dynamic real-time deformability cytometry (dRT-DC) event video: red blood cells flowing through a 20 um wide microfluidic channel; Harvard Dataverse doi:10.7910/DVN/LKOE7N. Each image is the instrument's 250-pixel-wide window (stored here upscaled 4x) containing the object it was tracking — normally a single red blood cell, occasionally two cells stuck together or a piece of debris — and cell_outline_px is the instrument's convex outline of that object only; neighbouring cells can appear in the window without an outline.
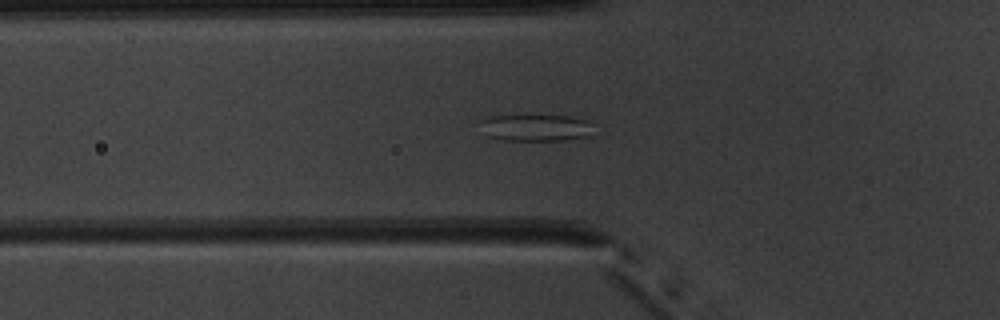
{"species": "common noctule bat (a hibernating species)", "species_latin": "Nyctalus noctula", "temperature_condition": "warm", "stored_images_in_passage": 51, "camera_frame_rate_fps": 3000, "um_per_image_px": 0.085, "animal": {"sex": "male", "body_mass_g": 20.1, "forearm_length_mm": 53.5}, "frame": {"image": 1, "passage_image": 18, "time_ms": 5.667, "image_size_px": [1000, 320], "cell_outline_px": [[588, 136], [564, 140], [504, 140], [488, 136], [480, 120], [492, 116], [568, 116], [588, 120]], "centroid_in_image_um": [45.51, 10.86], "position_along_channel_um": 80.3, "area_um2": 16.99}}
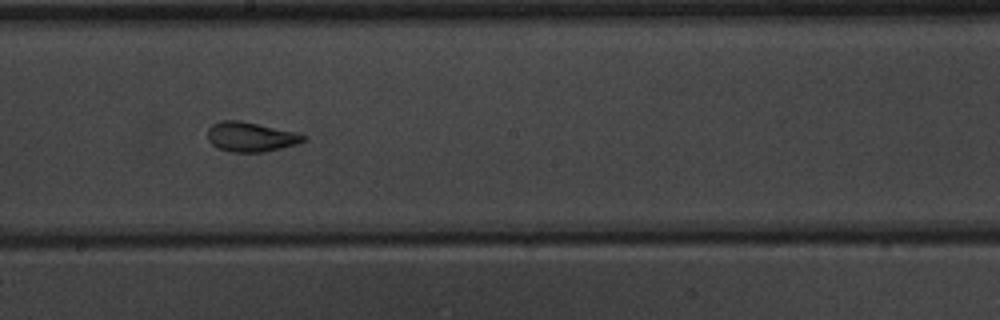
{"frame": {"image": 2, "passage_image": 29, "time_ms": 9.333, "image_size_px": [1000, 320], "cell_outline_px": [[304, 140], [296, 144], [264, 152], [232, 152], [216, 148], [208, 140], [208, 128], [212, 124], [220, 120], [240, 120], [296, 132], [304, 136]], "centroid_in_image_um": [21.25, 11.63], "position_along_channel_um": 226.9, "area_um2": 16.47}}
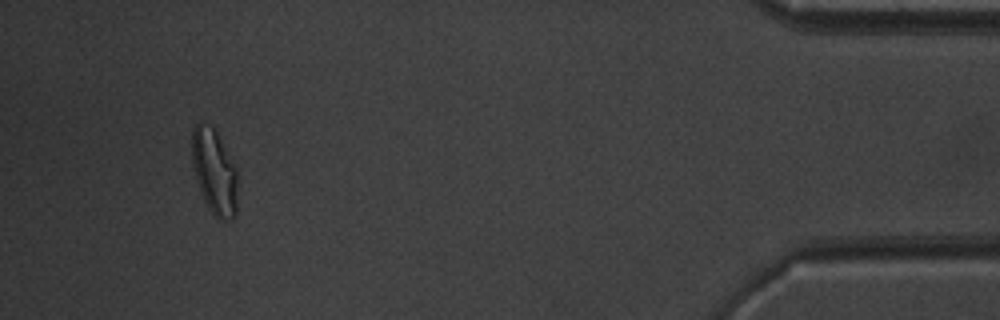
{"frame": {"image": 3, "passage_image": 48, "time_ms": 15.667, "image_size_px": [1000, 320], "cell_outline_px": [[236, 216], [232, 220], [220, 220], [208, 208], [204, 200], [196, 180], [192, 168], [192, 128], [200, 120], [212, 128], [216, 132], [236, 168]], "centroid_in_image_um": [18.19, 14.61], "position_along_channel_um": 417.0, "area_um2": 22.48}, "authors_computed_cell_mechanics": {"area_um2": 19.9988, "velocity_mm_per_s": 3.9732, "shape_relaxation_time_tau1_ms": 6.048, "shape_relaxation_time_tau2_ms": 1.2698, "deformation_change_tau1": 0.1669, "deformation_change_tau2": 0.0804}}